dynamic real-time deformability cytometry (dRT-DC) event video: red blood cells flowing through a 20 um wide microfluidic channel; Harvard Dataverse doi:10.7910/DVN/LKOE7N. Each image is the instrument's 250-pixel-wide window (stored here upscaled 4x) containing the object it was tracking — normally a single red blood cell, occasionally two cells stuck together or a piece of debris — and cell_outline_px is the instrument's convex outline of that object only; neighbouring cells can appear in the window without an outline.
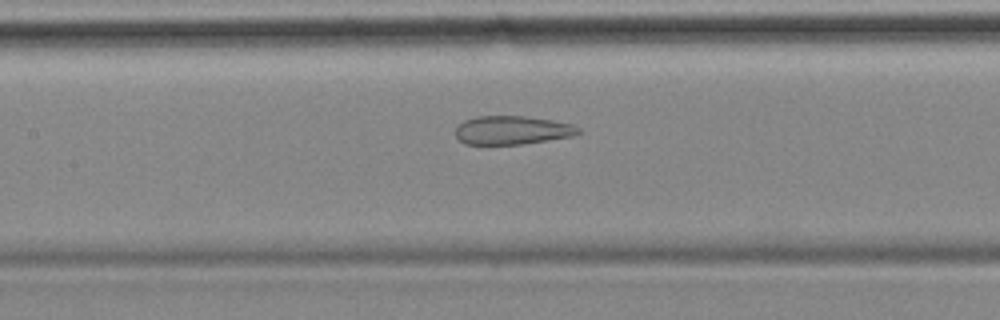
{"species": "common noctule bat (a hibernating species)", "species_latin": "Nyctalus noctula", "temperature_condition": "cold", "stored_images_in_passage": 45, "camera_frame_rate_fps": 3000, "um_per_image_px": 0.085, "animal": {"sex": "female", "body_mass_g": 18.4}, "frame": {"image": 1, "passage_image": 17, "time_ms": 5.333, "image_size_px": [1000, 320], "cell_outline_px": [[584, 132], [572, 136], [548, 140], [520, 144], [464, 144], [456, 136], [456, 128], [464, 120], [476, 116], [524, 116], [552, 120], [572, 124], [580, 128]], "centroid_in_image_um": [43.56, 11.06], "position_along_channel_um": 163.8, "area_um2": 20.46}}
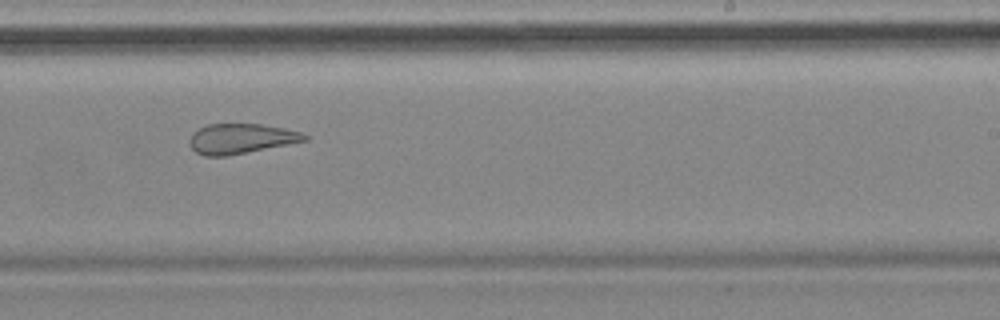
{"frame": {"image": 2, "passage_image": 26, "time_ms": 8.333, "image_size_px": [1000, 320], "cell_outline_px": [[308, 140], [224, 156], [204, 156], [196, 152], [188, 144], [188, 140], [192, 132], [208, 124], [260, 124], [284, 128], [300, 132], [308, 136]], "centroid_in_image_um": [20.43, 11.78], "position_along_channel_um": 268.6, "area_um2": 19.88}}
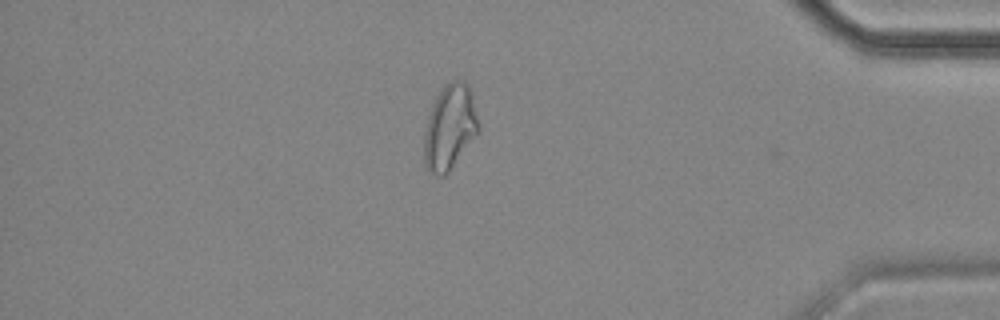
{"frame": {"image": 3, "passage_image": 40, "time_ms": 13.0, "image_size_px": [1000, 320], "cell_outline_px": [[480, 132], [448, 172], [444, 176], [436, 176], [428, 172], [424, 164], [424, 136], [428, 116], [432, 104], [436, 96], [444, 84], [452, 80], [464, 80], [468, 84], [472, 96], [480, 124]], "centroid_in_image_um": [38.24, 10.82], "position_along_channel_um": 397.0, "area_um2": 27.34}, "authors_computed_cell_mechanics": {"area_um2": 23.0622, "velocity_mm_per_s": 3.5042, "shape_relaxation_time_tau1_ms": null, "shape_relaxation_time_tau2_ms": 2.0757, "deformation_change_tau1": null, "deformation_change_tau2": 0.1175}}